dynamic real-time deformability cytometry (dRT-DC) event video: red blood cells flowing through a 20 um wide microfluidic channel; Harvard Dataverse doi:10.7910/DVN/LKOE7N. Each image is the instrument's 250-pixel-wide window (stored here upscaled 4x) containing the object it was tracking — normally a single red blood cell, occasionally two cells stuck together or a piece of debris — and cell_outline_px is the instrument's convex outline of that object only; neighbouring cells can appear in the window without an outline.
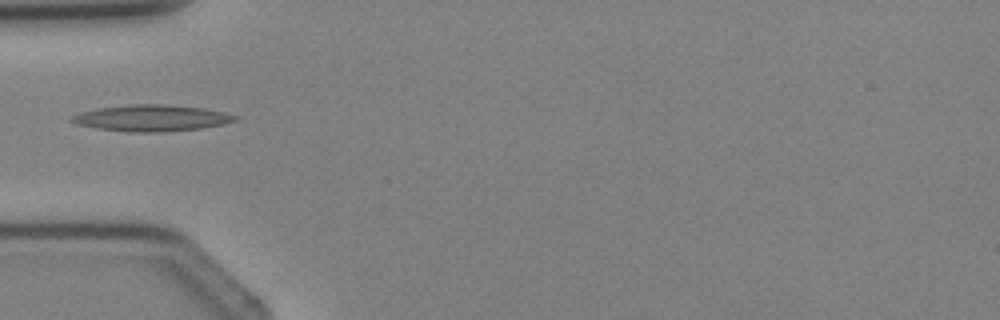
{"species": "Egyptian fruit bat (a non-hibernating species)", "species_latin": "Rousettus aegyptiacus", "temperature_condition": "cold", "stored_images_in_passage": 2, "camera_frame_rate_fps": 3000, "um_per_image_px": 0.085, "animal": {"sex": "female"}, "frame": {"image": 1, "passage_image": 2, "time_ms": 2.0, "image_size_px": [1000, 320], "cell_outline_px": [[240, 116], [236, 120], [220, 124], [200, 128], [160, 132], [136, 132], [96, 128], [76, 124], [68, 120], [72, 116], [84, 112], [100, 108], [132, 104], [160, 104], [204, 108], [224, 112]], "centroid_in_image_um": [12.89, 10.03], "position_along_channel_um": 72.1, "area_um2": 24.68}}